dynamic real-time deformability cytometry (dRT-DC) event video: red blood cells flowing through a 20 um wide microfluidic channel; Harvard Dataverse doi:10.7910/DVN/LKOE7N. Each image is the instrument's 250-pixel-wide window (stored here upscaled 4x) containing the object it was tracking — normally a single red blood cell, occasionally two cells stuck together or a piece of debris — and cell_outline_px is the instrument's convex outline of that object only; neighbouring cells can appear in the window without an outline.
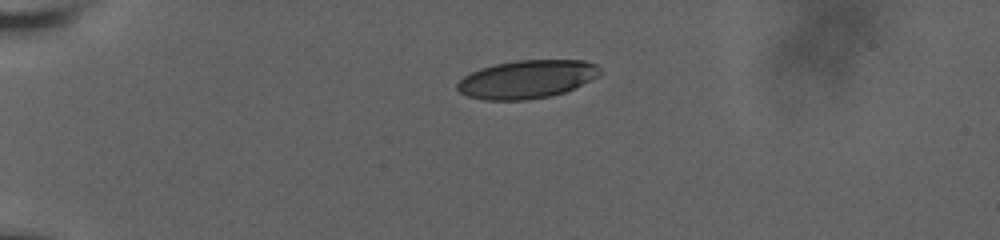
{"species": "human", "species_latin": "Homo sapiens", "temperature_condition": "room temperature", "stored_images_in_passage": 45, "camera_frame_rate_fps": 3000, "um_per_image_px": 0.085, "donor": {"sex": "male"}, "frame": {"image": 1, "passage_image": 1, "time_ms": 0.0, "image_size_px": [1000, 240], "cell_outline_px": [[600, 72], [596, 76], [564, 92], [552, 96], [528, 100], [484, 100], [468, 96], [460, 92], [456, 88], [456, 84], [464, 76], [480, 68], [496, 64], [516, 60], [584, 60], [596, 64], [600, 68]], "centroid_in_image_um": [44.74, 6.74], "position_along_channel_um": 40.3, "area_um2": 31.56}}
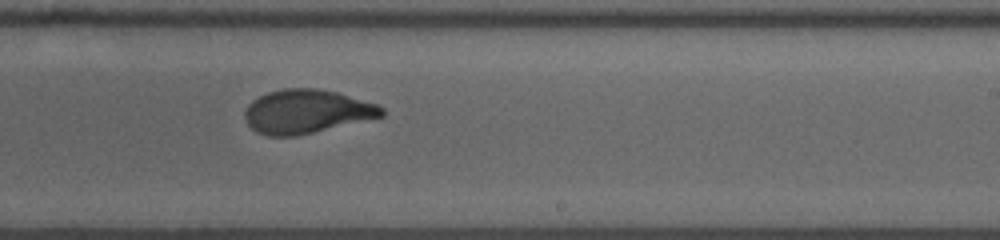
{"frame": {"image": 2, "passage_image": 24, "time_ms": 7.667, "image_size_px": [1000, 240], "cell_outline_px": [[384, 116], [312, 132], [292, 136], [268, 136], [256, 132], [248, 124], [244, 116], [244, 112], [248, 104], [252, 100], [268, 92], [284, 88], [320, 88], [336, 92], [380, 104], [384, 108]], "centroid_in_image_um": [26.06, 9.46], "position_along_channel_um": 262.9, "area_um2": 34.85}}
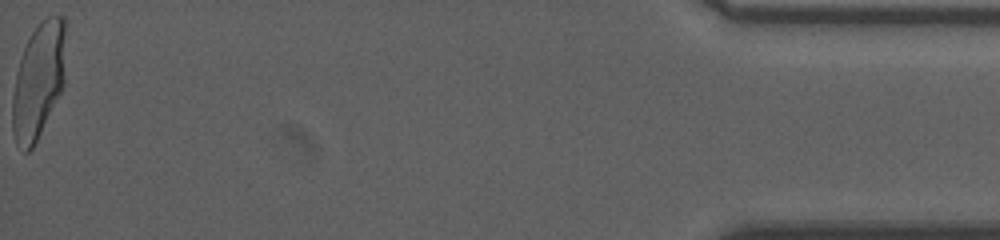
{"frame": {"image": 3, "passage_image": 45, "time_ms": 14.667, "image_size_px": [1000, 240], "cell_outline_px": [[64, 84], [32, 148], [28, 152], [24, 152], [16, 144], [12, 132], [12, 96], [16, 72], [24, 48], [32, 32], [40, 20], [48, 16], [64, 16]], "centroid_in_image_um": [3.23, 6.86], "position_along_channel_um": 432.0, "area_um2": 35.49}, "authors_computed_cell_mechanics": {"area_um2": 35.0268, "velocity_mm_per_s": 3.6537, "shape_relaxation_time_tau1_ms": 6.6993, "shape_relaxation_time_tau2_ms": 0.8768, "deformation_change_tau1": 0.2234, "deformation_change_tau2": 0.0668}}